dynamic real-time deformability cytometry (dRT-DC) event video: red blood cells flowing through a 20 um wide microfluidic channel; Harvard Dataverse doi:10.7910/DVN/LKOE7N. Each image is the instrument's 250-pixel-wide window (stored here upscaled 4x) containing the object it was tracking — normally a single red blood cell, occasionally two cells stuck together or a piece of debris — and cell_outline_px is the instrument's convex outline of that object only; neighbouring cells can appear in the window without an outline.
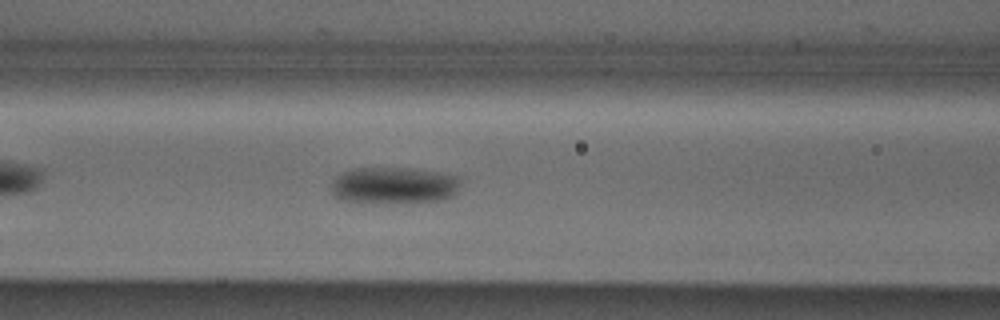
{"species": "Egyptian fruit bat (a non-hibernating species)", "species_latin": "Rousettus aegyptiacus", "temperature_condition": "cold", "stored_images_in_passage": 41, "camera_frame_rate_fps": 3000, "um_per_image_px": 0.085, "animal": {"sex": "male"}, "frame": {"image": 1, "passage_image": 9, "time_ms": 2.667, "image_size_px": [1000, 320], "cell_outline_px": [[464, 180], [456, 192], [452, 196], [440, 200], [400, 204], [360, 204], [340, 200], [332, 196], [332, 180], [336, 176], [344, 172], [364, 168], [404, 168], [436, 172], [460, 176]], "centroid_in_image_um": [33.48, 15.81], "position_along_channel_um": 133.1, "area_um2": 28.55}}
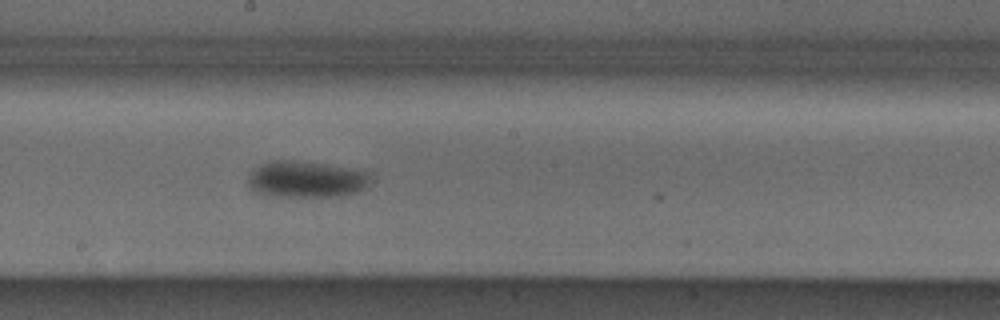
{"frame": {"image": 2, "passage_image": 16, "time_ms": 5.0, "image_size_px": [1000, 320], "cell_outline_px": [[372, 172], [368, 184], [360, 192], [340, 196], [268, 196], [252, 192], [248, 188], [248, 176], [256, 168], [272, 160], [292, 160], [324, 164]], "centroid_in_image_um": [26.02, 15.26], "position_along_channel_um": 222.2, "area_um2": 26.18}}
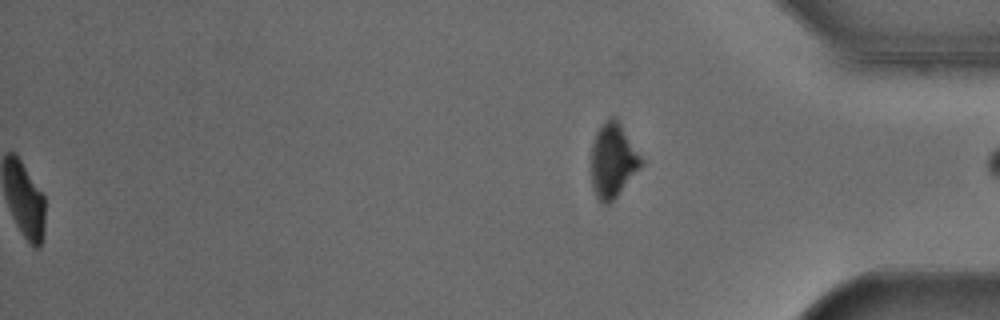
{"frame": {"image": 3, "passage_image": 41, "time_ms": 13.333, "image_size_px": [1000, 320], "cell_outline_px": [[640, 164], [616, 196], [608, 204], [604, 204], [596, 196], [592, 188], [592, 144], [596, 132], [604, 120], [612, 116], [616, 120], [640, 156]], "centroid_in_image_um": [52.02, 13.64], "position_along_channel_um": 383.2, "area_um2": 20.35}, "authors_computed_cell_mechanics": {"area_um2": 25.9522, "velocity_mm_per_s": 3.8213, "shape_relaxation_time_tau1_ms": 6.5009, "shape_relaxation_time_tau2_ms": null, "deformation_change_tau1": 0.1471, "deformation_change_tau2": null}}